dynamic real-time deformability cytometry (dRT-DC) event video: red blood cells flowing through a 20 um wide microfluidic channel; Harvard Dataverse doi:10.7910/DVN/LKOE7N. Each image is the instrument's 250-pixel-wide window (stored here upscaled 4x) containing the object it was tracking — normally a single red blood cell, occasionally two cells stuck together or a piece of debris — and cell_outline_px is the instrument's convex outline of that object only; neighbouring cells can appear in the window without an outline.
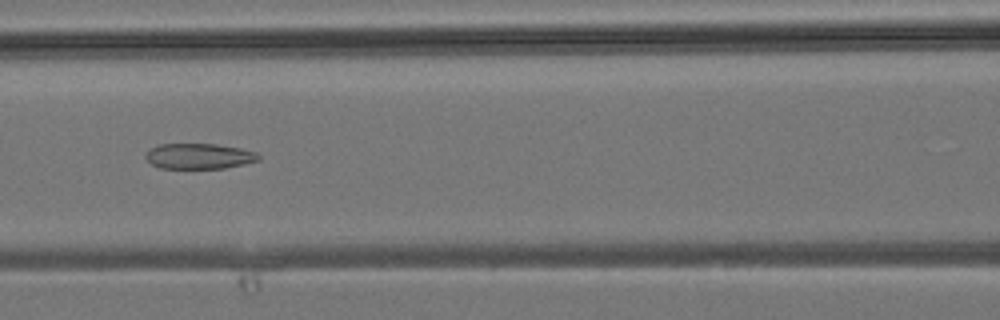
{"species": "common noctule bat (a hibernating species)", "species_latin": "Nyctalus noctula", "temperature_condition": "room temperature", "stored_images_in_passage": 39, "camera_frame_rate_fps": 3000, "um_per_image_px": 0.085, "animal": {"sex": "male", "body_mass_g": 19.2, "forearm_length_mm": 51.8}, "frame": {"image": 1, "passage_image": 16, "time_ms": 5.0, "image_size_px": [1000, 320], "cell_outline_px": [[260, 160], [244, 164], [224, 168], [160, 168], [152, 164], [144, 156], [152, 148], [160, 144], [216, 144], [240, 148], [256, 152], [260, 156]], "centroid_in_image_um": [16.95, 13.27], "position_along_channel_um": 149.7, "area_um2": 16.65}}
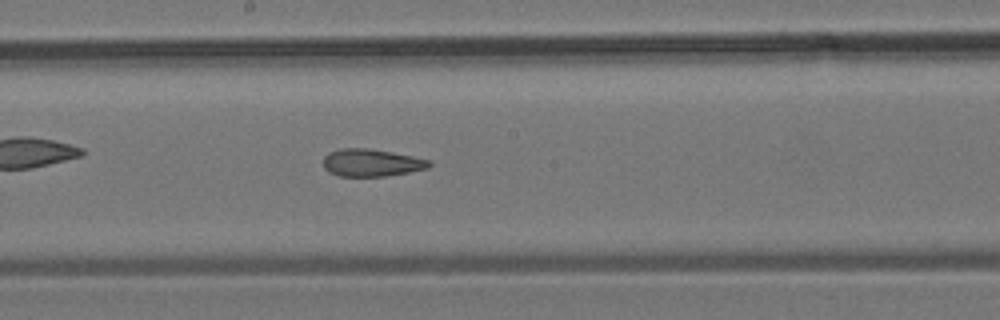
{"frame": {"image": 2, "passage_image": 20, "time_ms": 6.333, "image_size_px": [1000, 320], "cell_outline_px": [[432, 164], [428, 168], [408, 172], [384, 176], [340, 176], [328, 172], [324, 168], [324, 156], [328, 152], [340, 148], [368, 148], [392, 152], [432, 160]], "centroid_in_image_um": [31.57, 13.82], "position_along_channel_um": 216.6, "area_um2": 16.99}}
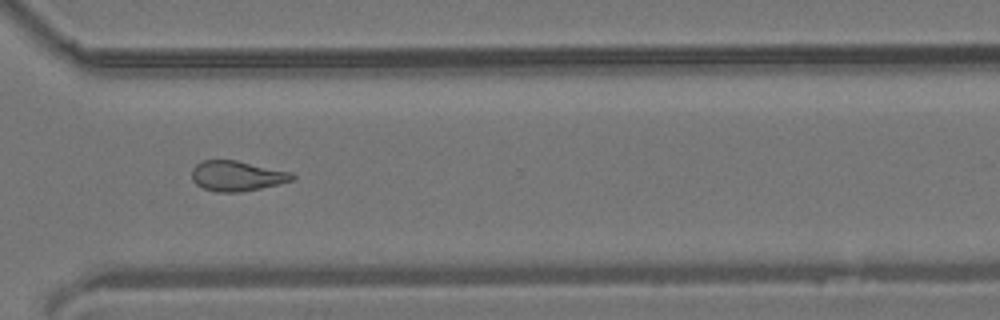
{"frame": {"image": 3, "passage_image": 28, "time_ms": 9.0, "image_size_px": [1000, 320], "cell_outline_px": [[296, 176], [292, 180], [280, 184], [240, 192], [216, 192], [204, 188], [196, 184], [192, 180], [192, 168], [196, 164], [204, 160], [236, 160], [292, 172]], "centroid_in_image_um": [20.14, 14.95], "position_along_channel_um": 350.5, "area_um2": 17.69}}